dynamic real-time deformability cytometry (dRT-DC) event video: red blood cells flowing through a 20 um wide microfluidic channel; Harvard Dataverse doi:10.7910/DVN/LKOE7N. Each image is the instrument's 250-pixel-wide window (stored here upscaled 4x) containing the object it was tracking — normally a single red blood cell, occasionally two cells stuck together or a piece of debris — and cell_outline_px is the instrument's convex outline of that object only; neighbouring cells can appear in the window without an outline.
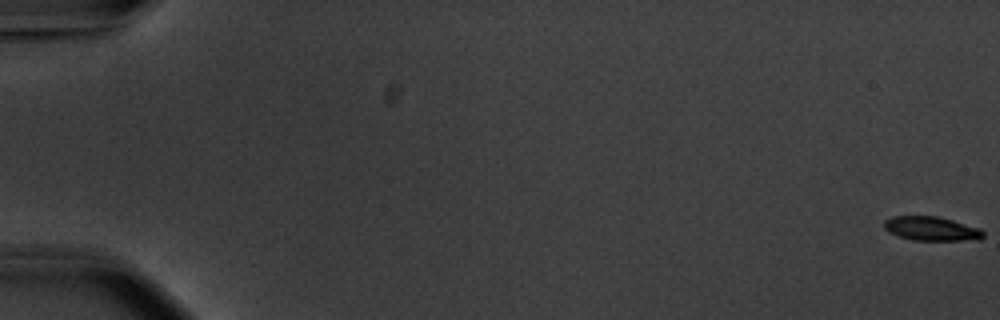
{"species": "common noctule bat (a hibernating species)", "species_latin": "Nyctalus noctula", "temperature_condition": "warm", "stored_images_in_passage": 58, "camera_frame_rate_fps": 3000, "um_per_image_px": 0.085, "animal": {"sex": "male", "body_mass_g": 20.1, "forearm_length_mm": 53.5}, "frame": {"image": 1, "passage_image": 1, "time_ms": 0.0, "image_size_px": [1000, 320], "cell_outline_px": [[984, 236], [980, 240], [912, 240], [888, 232], [884, 228], [884, 220], [892, 216], [936, 216], [952, 220], [980, 228], [984, 232]], "centroid_in_image_um": [79.18, 19.44], "position_along_channel_um": 5.8, "area_um2": 13.93}}
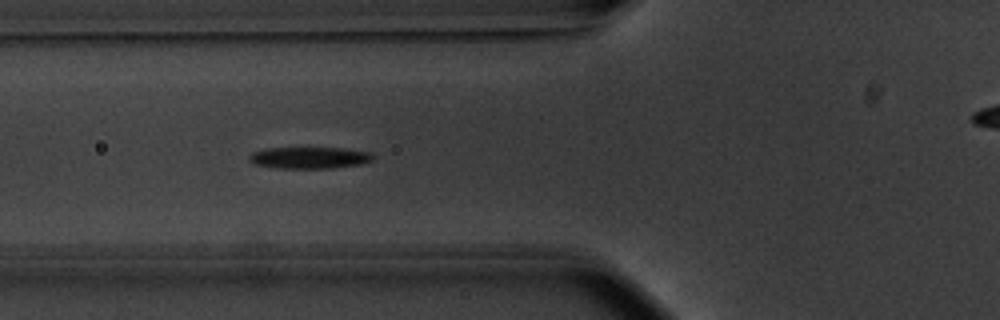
{"frame": {"image": 2, "passage_image": 23, "time_ms": 7.333, "image_size_px": [1000, 320], "cell_outline_px": [[376, 156], [372, 160], [360, 164], [332, 168], [276, 168], [256, 164], [248, 160], [248, 156], [252, 152], [268, 148], [344, 148], [372, 152]], "centroid_in_image_um": [26.33, 13.4], "position_along_channel_um": 99.5, "area_um2": 15.66}}
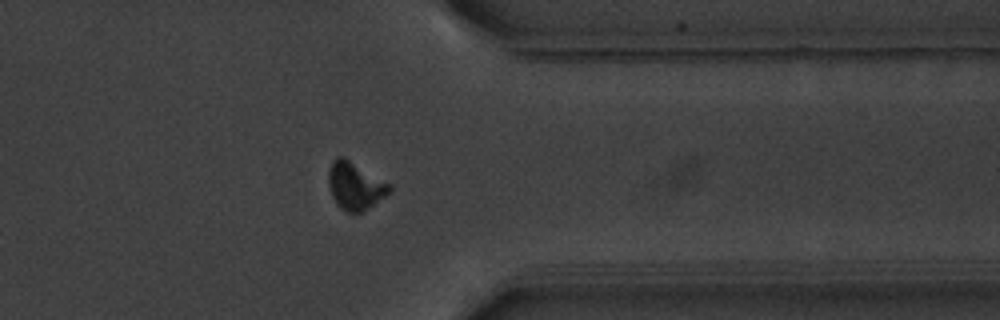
{"frame": {"image": 3, "passage_image": 46, "time_ms": 15.0, "image_size_px": [1000, 320], "cell_outline_px": [[392, 192], [368, 208], [360, 212], [344, 212], [336, 204], [332, 196], [328, 184], [328, 172], [332, 160], [336, 156], [344, 156], [392, 184]], "centroid_in_image_um": [30.2, 15.78], "position_along_channel_um": 381.2, "area_um2": 17.28}, "authors_computed_cell_mechanics": {"area_um2": 15.5193, "velocity_mm_per_s": 3.7373, "shape_relaxation_time_tau1_ms": 2.1169, "shape_relaxation_time_tau2_ms": 5.0169, "deformation_change_tau1": 0.143, "deformation_change_tau2": 0.0999}}